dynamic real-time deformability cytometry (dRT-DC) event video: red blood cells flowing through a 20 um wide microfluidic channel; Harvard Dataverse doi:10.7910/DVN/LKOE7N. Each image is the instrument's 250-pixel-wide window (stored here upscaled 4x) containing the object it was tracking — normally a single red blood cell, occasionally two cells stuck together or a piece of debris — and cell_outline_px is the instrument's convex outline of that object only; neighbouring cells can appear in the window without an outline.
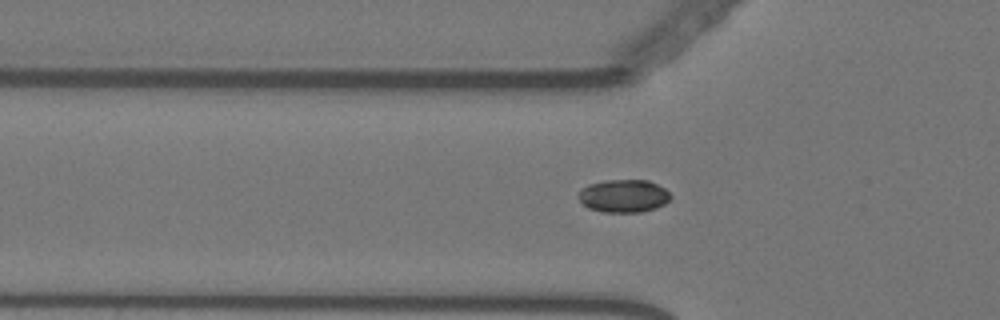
{"species": "Egyptian fruit bat (a non-hibernating species)", "species_latin": "Rousettus aegyptiacus", "temperature_condition": "warm", "stored_images_in_passage": 49, "camera_frame_rate_fps": 3000, "um_per_image_px": 0.085, "animal": {"sex": "female"}, "frame": {"image": 1, "passage_image": 11, "time_ms": 3.333, "image_size_px": [1000, 320], "cell_outline_px": [[672, 196], [664, 204], [656, 208], [640, 212], [604, 212], [588, 208], [580, 200], [580, 188], [588, 184], [604, 180], [648, 180], [664, 188]], "centroid_in_image_um": [53.01, 16.65], "position_along_channel_um": 72.8, "area_um2": 17.57}}
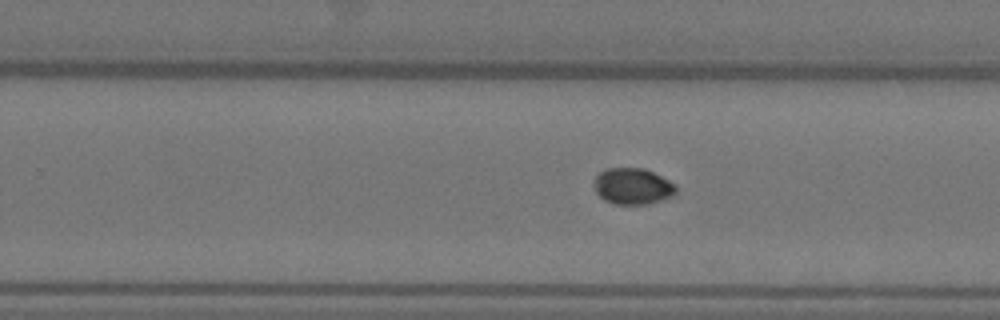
{"frame": {"image": 2, "passage_image": 28, "time_ms": 9.0, "image_size_px": [1000, 320], "cell_outline_px": [[676, 192], [672, 196], [648, 204], [616, 204], [604, 200], [596, 192], [592, 180], [604, 168], [644, 168], [676, 184]], "centroid_in_image_um": [53.75, 15.82], "position_along_channel_um": 276.1, "area_um2": 17.34}}
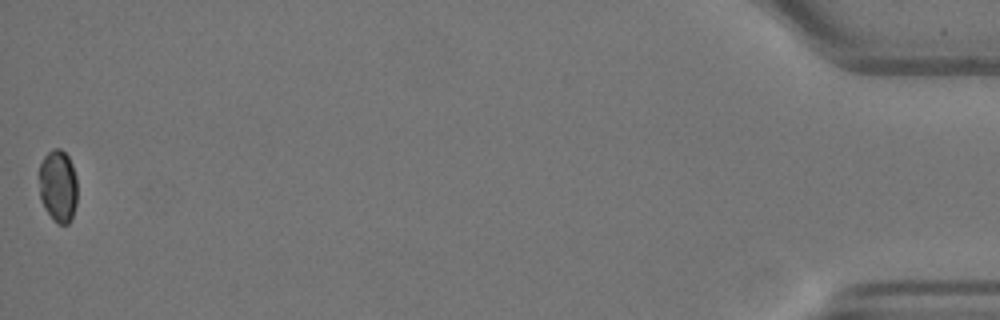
{"frame": {"image": 3, "passage_image": 49, "time_ms": 16.0, "image_size_px": [1000, 320], "cell_outline_px": [[76, 204], [72, 216], [68, 224], [60, 224], [44, 208], [40, 200], [40, 164], [44, 156], [52, 148], [60, 148], [68, 156], [72, 164], [76, 176]], "centroid_in_image_um": [4.94, 15.77], "position_along_channel_um": 430.3, "area_um2": 15.95}, "authors_computed_cell_mechanics": {"area_um2": 16.8198, "velocity_mm_per_s": 3.5766, "shape_relaxation_time_tau1_ms": null, "shape_relaxation_time_tau2_ms": 1.312, "deformation_change_tau1": null, "deformation_change_tau2": 0.0253}}